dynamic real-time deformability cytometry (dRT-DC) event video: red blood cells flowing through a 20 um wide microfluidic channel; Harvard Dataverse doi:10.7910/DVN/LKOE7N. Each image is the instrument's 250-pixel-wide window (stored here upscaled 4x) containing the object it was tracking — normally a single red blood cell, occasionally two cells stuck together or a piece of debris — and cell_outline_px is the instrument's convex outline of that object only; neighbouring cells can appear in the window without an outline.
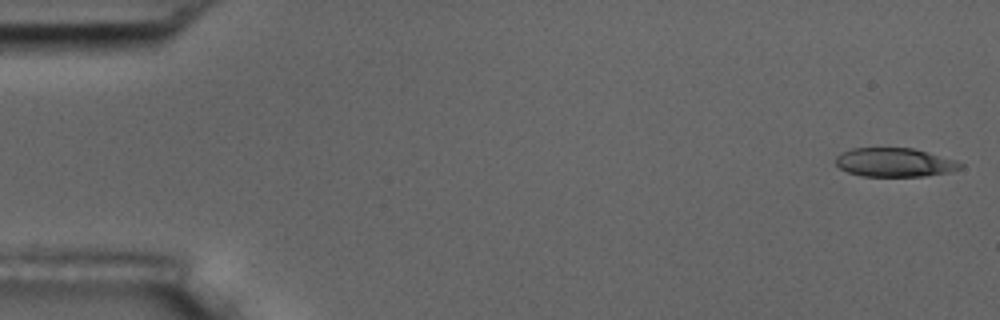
{"species": "common noctule bat (a hibernating species)", "species_latin": "Nyctalus noctula", "temperature_condition": "room temperature", "stored_images_in_passage": 54, "camera_frame_rate_fps": 3000, "um_per_image_px": 0.085, "animal": {"sex": "male", "body_mass_g": 17.5, "forearm_length_mm": 52.3}, "frame": {"image": 1, "passage_image": 1, "time_ms": 0.0, "image_size_px": [1000, 320], "cell_outline_px": [[964, 164], [960, 168], [952, 172], [924, 176], [864, 176], [848, 172], [840, 168], [836, 164], [836, 156], [852, 148], [912, 148], [928, 152], [956, 160]], "centroid_in_image_um": [76.07, 13.81], "position_along_channel_um": 8.9, "area_um2": 20.87}}
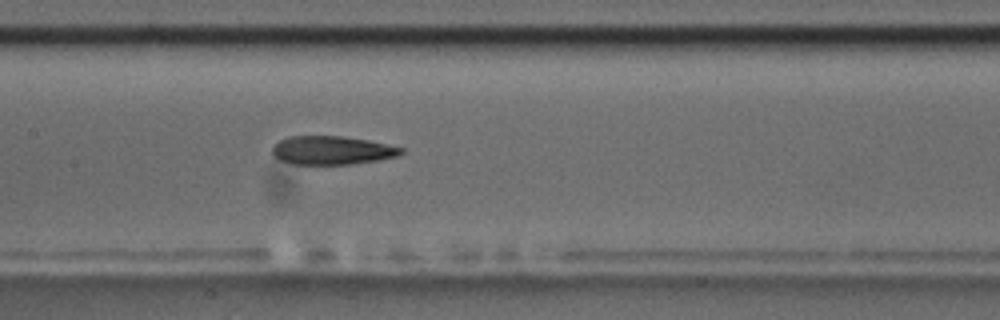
{"frame": {"image": 2, "passage_image": 26, "time_ms": 8.333, "image_size_px": [1000, 320], "cell_outline_px": [[404, 152], [396, 156], [376, 160], [352, 164], [292, 164], [280, 160], [272, 156], [272, 148], [280, 140], [288, 136], [344, 136], [368, 140], [404, 148]], "centroid_in_image_um": [28.19, 12.77], "position_along_channel_um": 179.2, "area_um2": 21.39}}
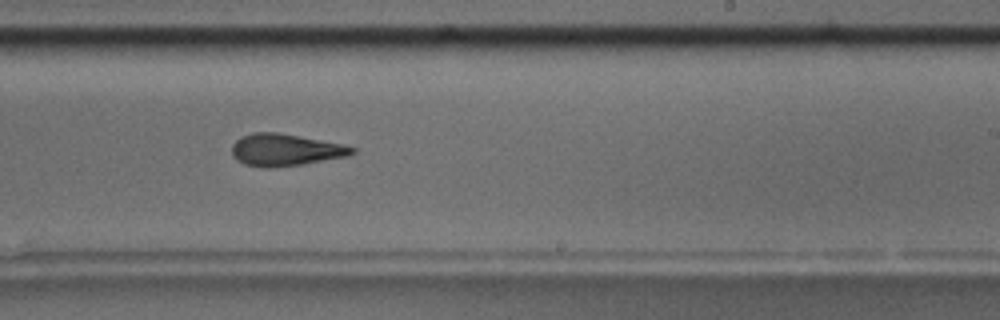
{"frame": {"image": 3, "passage_image": 33, "time_ms": 10.667, "image_size_px": [1000, 320], "cell_outline_px": [[356, 152], [348, 156], [304, 164], [272, 168], [260, 168], [244, 164], [236, 160], [232, 156], [232, 144], [240, 136], [252, 132], [276, 132], [320, 140], [340, 144], [356, 148]], "centroid_in_image_um": [24.2, 12.75], "position_along_channel_um": 264.8, "area_um2": 22.6}, "authors_computed_cell_mechanics": {"area_um2": 22.5131, "velocity_mm_per_s": 3.6714, "shape_relaxation_time_tau1_ms": 10.7394, "shape_relaxation_time_tau2_ms": 4.8717, "deformation_change_tau1": 0.2471, "deformation_change_tau2": 0.1525}}